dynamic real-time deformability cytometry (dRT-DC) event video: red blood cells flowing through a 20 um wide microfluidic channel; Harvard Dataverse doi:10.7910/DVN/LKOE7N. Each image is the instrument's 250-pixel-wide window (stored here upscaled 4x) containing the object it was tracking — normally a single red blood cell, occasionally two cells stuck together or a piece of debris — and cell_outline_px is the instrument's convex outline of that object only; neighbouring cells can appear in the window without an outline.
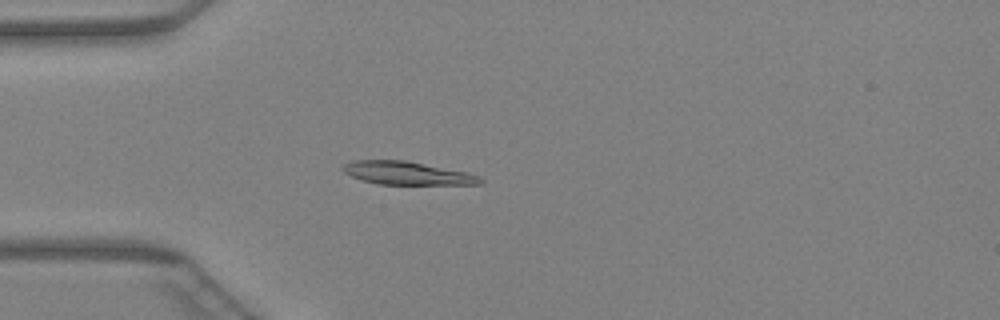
{"species": "Egyptian fruit bat (a non-hibernating species)", "species_latin": "Rousettus aegyptiacus", "temperature_condition": "warm", "stored_images_in_passage": 47, "camera_frame_rate_fps": 3000, "um_per_image_px": 0.085, "animal": {"sex": "female"}, "frame": {"image": 1, "passage_image": 14, "time_ms": 4.333, "image_size_px": [1000, 320], "cell_outline_px": [[484, 184], [376, 184], [352, 176], [344, 172], [340, 168], [344, 164], [352, 160], [404, 160], [468, 172], [480, 176], [484, 180]], "centroid_in_image_um": [34.62, 14.71], "position_along_channel_um": 50.4, "area_um2": 18.5}}
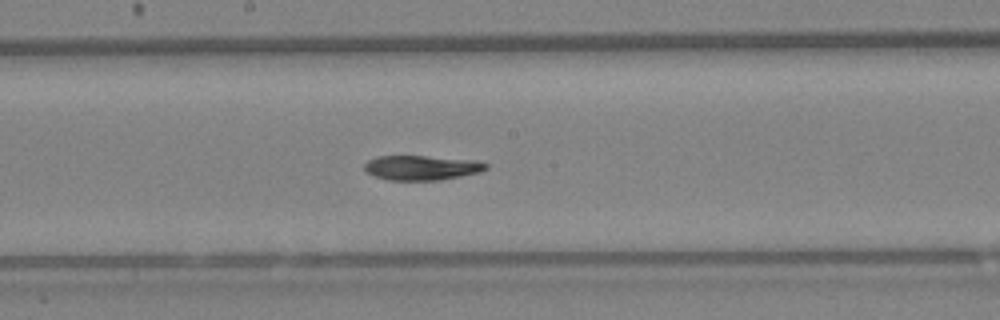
{"frame": {"image": 2, "passage_image": 26, "time_ms": 8.333, "image_size_px": [1000, 320], "cell_outline_px": [[488, 168], [480, 172], [440, 180], [388, 180], [376, 176], [368, 172], [364, 168], [364, 164], [368, 160], [376, 156], [424, 156], [472, 160], [488, 164]], "centroid_in_image_um": [35.82, 14.25], "position_along_channel_um": 212.4, "area_um2": 17.28}}
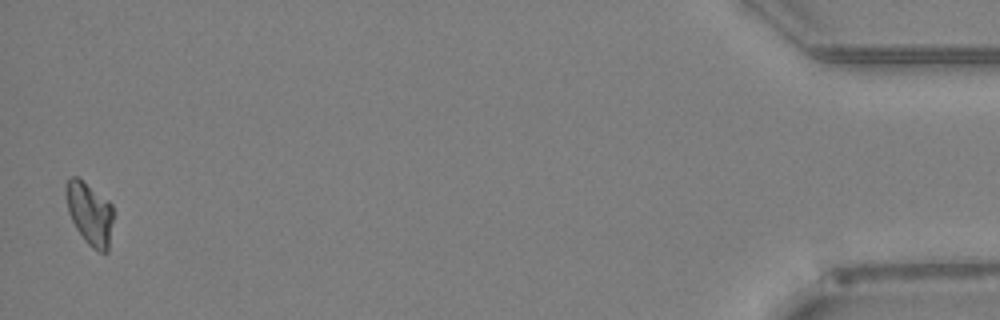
{"frame": {"image": 3, "passage_image": 47, "time_ms": 15.333, "image_size_px": [1000, 320], "cell_outline_px": [[112, 220], [108, 252], [100, 252], [92, 248], [84, 240], [76, 228], [68, 212], [64, 192], [64, 188], [68, 180], [72, 176], [76, 176], [108, 200], [112, 204]], "centroid_in_image_um": [7.6, 18.15], "position_along_channel_um": 427.6, "area_um2": 17.17}}